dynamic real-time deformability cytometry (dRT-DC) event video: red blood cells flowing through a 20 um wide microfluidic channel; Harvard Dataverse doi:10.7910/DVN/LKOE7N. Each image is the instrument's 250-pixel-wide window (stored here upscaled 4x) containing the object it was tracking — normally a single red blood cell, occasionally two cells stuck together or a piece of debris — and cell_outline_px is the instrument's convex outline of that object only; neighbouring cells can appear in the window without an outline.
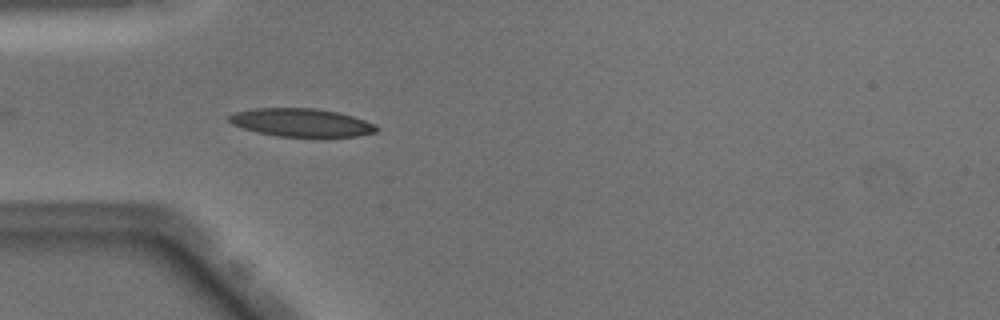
{"species": "Egyptian fruit bat (a non-hibernating species)", "species_latin": "Rousettus aegyptiacus", "temperature_condition": "warm", "stored_images_in_passage": 13, "camera_frame_rate_fps": 3000, "um_per_image_px": 0.085, "animal": {"sex": "male"}, "frame": {"image": 1, "passage_image": 6, "time_ms": 1.667, "image_size_px": [1000, 320], "cell_outline_px": [[380, 128], [376, 132], [356, 136], [280, 136], [256, 132], [232, 124], [228, 120], [228, 116], [236, 112], [256, 108], [316, 108], [340, 112], [376, 124]], "centroid_in_image_um": [25.64, 10.41], "position_along_channel_um": 59.4, "area_um2": 24.04}}
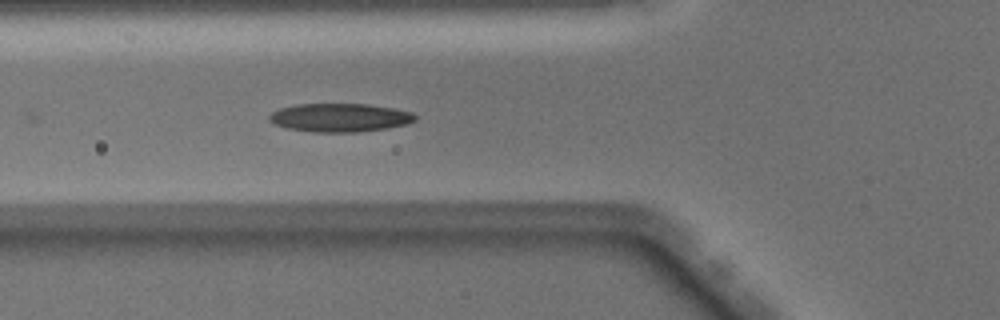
{"frame": {"image": 2, "passage_image": 9, "time_ms": 2.667, "image_size_px": [1000, 320], "cell_outline_px": [[416, 120], [408, 124], [388, 128], [356, 132], [312, 132], [284, 128], [268, 120], [268, 116], [272, 112], [280, 108], [296, 104], [368, 104], [392, 108], [412, 112], [416, 116]], "centroid_in_image_um": [28.87, 10.0], "position_along_channel_um": 96.9, "area_um2": 24.33}}
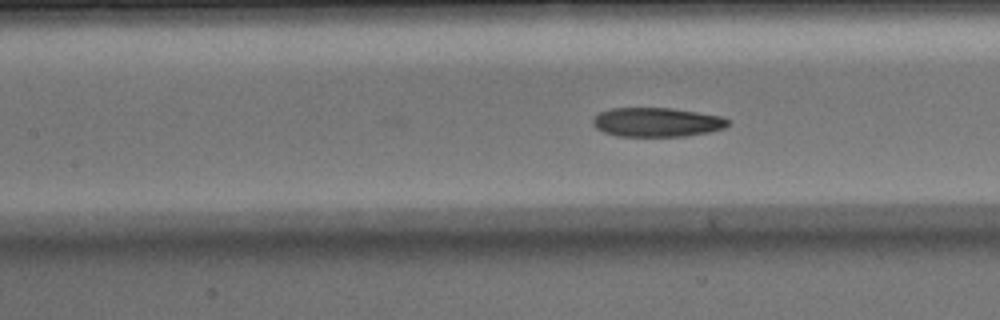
{"frame": {"image": 3, "passage_image": 13, "time_ms": 4.0, "image_size_px": [1000, 320], "cell_outline_px": [[728, 124], [724, 128], [708, 132], [684, 136], [616, 136], [604, 132], [596, 128], [592, 124], [592, 120], [600, 112], [612, 108], [672, 108], [720, 116], [728, 120]], "centroid_in_image_um": [55.79, 10.39], "position_along_channel_um": 151.6, "area_um2": 22.77}}